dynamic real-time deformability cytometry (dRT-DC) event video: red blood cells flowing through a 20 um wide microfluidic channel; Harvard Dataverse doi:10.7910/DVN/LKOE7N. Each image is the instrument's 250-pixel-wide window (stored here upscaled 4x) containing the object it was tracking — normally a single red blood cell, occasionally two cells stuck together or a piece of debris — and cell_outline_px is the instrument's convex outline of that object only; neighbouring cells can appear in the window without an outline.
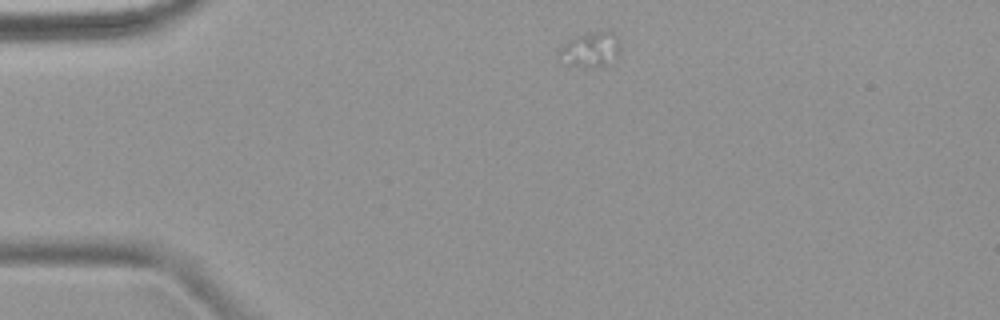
{"species": "common noctule bat (a hibernating species)", "species_latin": "Nyctalus noctula", "temperature_condition": "warm", "stored_images_in_passage": 3, "camera_frame_rate_fps": 3000, "um_per_image_px": 0.085, "animal": {"sex": "female", "body_mass_g": 18.4}, "frame": {"image": 1, "passage_image": 1, "time_ms": 0.0, "image_size_px": [1000, 320], "cell_outline_px": [[620, 52], [604, 64], [572, 64], [556, 56], [556, 52], [568, 40], [576, 36], [592, 32], [612, 32], [616, 36], [620, 44]], "centroid_in_image_um": [50.16, 4.13], "position_along_channel_um": 34.8, "area_um2": 11.56}}